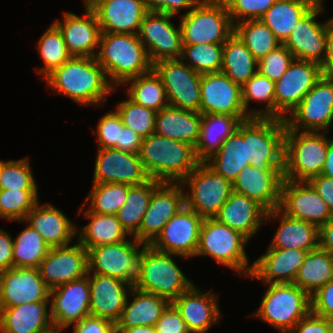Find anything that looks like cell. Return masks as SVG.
<instances>
[{
    "label": "cell",
    "instance_id": "obj_1",
    "mask_svg": "<svg viewBox=\"0 0 333 333\" xmlns=\"http://www.w3.org/2000/svg\"><path fill=\"white\" fill-rule=\"evenodd\" d=\"M42 79L53 93L66 95L83 106L102 105L116 89L95 57L72 56Z\"/></svg>",
    "mask_w": 333,
    "mask_h": 333
},
{
    "label": "cell",
    "instance_id": "obj_2",
    "mask_svg": "<svg viewBox=\"0 0 333 333\" xmlns=\"http://www.w3.org/2000/svg\"><path fill=\"white\" fill-rule=\"evenodd\" d=\"M138 156L150 179L180 183L200 163L194 147L157 133L142 140Z\"/></svg>",
    "mask_w": 333,
    "mask_h": 333
},
{
    "label": "cell",
    "instance_id": "obj_3",
    "mask_svg": "<svg viewBox=\"0 0 333 333\" xmlns=\"http://www.w3.org/2000/svg\"><path fill=\"white\" fill-rule=\"evenodd\" d=\"M95 58L114 87L153 69L137 34L101 32Z\"/></svg>",
    "mask_w": 333,
    "mask_h": 333
},
{
    "label": "cell",
    "instance_id": "obj_4",
    "mask_svg": "<svg viewBox=\"0 0 333 333\" xmlns=\"http://www.w3.org/2000/svg\"><path fill=\"white\" fill-rule=\"evenodd\" d=\"M174 254L142 246L137 280L133 287L167 299L172 303L194 283L183 274L173 259Z\"/></svg>",
    "mask_w": 333,
    "mask_h": 333
},
{
    "label": "cell",
    "instance_id": "obj_5",
    "mask_svg": "<svg viewBox=\"0 0 333 333\" xmlns=\"http://www.w3.org/2000/svg\"><path fill=\"white\" fill-rule=\"evenodd\" d=\"M327 132L296 131L286 126L284 137L283 178L308 181L320 175L327 156Z\"/></svg>",
    "mask_w": 333,
    "mask_h": 333
},
{
    "label": "cell",
    "instance_id": "obj_6",
    "mask_svg": "<svg viewBox=\"0 0 333 333\" xmlns=\"http://www.w3.org/2000/svg\"><path fill=\"white\" fill-rule=\"evenodd\" d=\"M182 45L224 44L234 24L223 0H201L180 19Z\"/></svg>",
    "mask_w": 333,
    "mask_h": 333
},
{
    "label": "cell",
    "instance_id": "obj_7",
    "mask_svg": "<svg viewBox=\"0 0 333 333\" xmlns=\"http://www.w3.org/2000/svg\"><path fill=\"white\" fill-rule=\"evenodd\" d=\"M267 285L258 310L250 316L289 333L311 311L310 296L294 283Z\"/></svg>",
    "mask_w": 333,
    "mask_h": 333
},
{
    "label": "cell",
    "instance_id": "obj_8",
    "mask_svg": "<svg viewBox=\"0 0 333 333\" xmlns=\"http://www.w3.org/2000/svg\"><path fill=\"white\" fill-rule=\"evenodd\" d=\"M249 240L241 233L220 223L215 218H204L195 257L211 256L221 265L237 270L239 274L251 275L253 265L247 266L245 246Z\"/></svg>",
    "mask_w": 333,
    "mask_h": 333
},
{
    "label": "cell",
    "instance_id": "obj_9",
    "mask_svg": "<svg viewBox=\"0 0 333 333\" xmlns=\"http://www.w3.org/2000/svg\"><path fill=\"white\" fill-rule=\"evenodd\" d=\"M285 121L274 117L247 119V150L250 166L261 171L284 170Z\"/></svg>",
    "mask_w": 333,
    "mask_h": 333
},
{
    "label": "cell",
    "instance_id": "obj_10",
    "mask_svg": "<svg viewBox=\"0 0 333 333\" xmlns=\"http://www.w3.org/2000/svg\"><path fill=\"white\" fill-rule=\"evenodd\" d=\"M180 183L189 185V192L184 193L185 206L202 218H214L233 191L232 183L204 162H200Z\"/></svg>",
    "mask_w": 333,
    "mask_h": 333
},
{
    "label": "cell",
    "instance_id": "obj_11",
    "mask_svg": "<svg viewBox=\"0 0 333 333\" xmlns=\"http://www.w3.org/2000/svg\"><path fill=\"white\" fill-rule=\"evenodd\" d=\"M88 250V273L117 278L131 285L137 280L139 259L145 244L132 238ZM141 248V250L139 249Z\"/></svg>",
    "mask_w": 333,
    "mask_h": 333
},
{
    "label": "cell",
    "instance_id": "obj_12",
    "mask_svg": "<svg viewBox=\"0 0 333 333\" xmlns=\"http://www.w3.org/2000/svg\"><path fill=\"white\" fill-rule=\"evenodd\" d=\"M284 121L292 130L328 133L333 123V79L321 76Z\"/></svg>",
    "mask_w": 333,
    "mask_h": 333
},
{
    "label": "cell",
    "instance_id": "obj_13",
    "mask_svg": "<svg viewBox=\"0 0 333 333\" xmlns=\"http://www.w3.org/2000/svg\"><path fill=\"white\" fill-rule=\"evenodd\" d=\"M153 69L162 79L170 106L200 112L201 74L191 69L182 59L158 61Z\"/></svg>",
    "mask_w": 333,
    "mask_h": 333
},
{
    "label": "cell",
    "instance_id": "obj_14",
    "mask_svg": "<svg viewBox=\"0 0 333 333\" xmlns=\"http://www.w3.org/2000/svg\"><path fill=\"white\" fill-rule=\"evenodd\" d=\"M321 65L294 59L286 72L275 81V118L285 120L321 78Z\"/></svg>",
    "mask_w": 333,
    "mask_h": 333
},
{
    "label": "cell",
    "instance_id": "obj_15",
    "mask_svg": "<svg viewBox=\"0 0 333 333\" xmlns=\"http://www.w3.org/2000/svg\"><path fill=\"white\" fill-rule=\"evenodd\" d=\"M173 17L174 15L149 11L143 17L138 36L153 65L161 60L181 58V29L171 22Z\"/></svg>",
    "mask_w": 333,
    "mask_h": 333
},
{
    "label": "cell",
    "instance_id": "obj_16",
    "mask_svg": "<svg viewBox=\"0 0 333 333\" xmlns=\"http://www.w3.org/2000/svg\"><path fill=\"white\" fill-rule=\"evenodd\" d=\"M181 183L161 182L152 192L139 231L133 236L150 245L161 233L165 224L185 206Z\"/></svg>",
    "mask_w": 333,
    "mask_h": 333
},
{
    "label": "cell",
    "instance_id": "obj_17",
    "mask_svg": "<svg viewBox=\"0 0 333 333\" xmlns=\"http://www.w3.org/2000/svg\"><path fill=\"white\" fill-rule=\"evenodd\" d=\"M323 8L322 0H319L300 18L296 26L292 29L289 38L284 43L295 59L312 61L320 65L324 61L329 23L333 18L327 22H323L324 24L315 21L317 15L324 11Z\"/></svg>",
    "mask_w": 333,
    "mask_h": 333
},
{
    "label": "cell",
    "instance_id": "obj_18",
    "mask_svg": "<svg viewBox=\"0 0 333 333\" xmlns=\"http://www.w3.org/2000/svg\"><path fill=\"white\" fill-rule=\"evenodd\" d=\"M204 218L184 206L163 227L150 244L154 249L182 257H193L199 243Z\"/></svg>",
    "mask_w": 333,
    "mask_h": 333
},
{
    "label": "cell",
    "instance_id": "obj_19",
    "mask_svg": "<svg viewBox=\"0 0 333 333\" xmlns=\"http://www.w3.org/2000/svg\"><path fill=\"white\" fill-rule=\"evenodd\" d=\"M279 209L287 216L319 229L332 217L330 209L308 181L283 180Z\"/></svg>",
    "mask_w": 333,
    "mask_h": 333
},
{
    "label": "cell",
    "instance_id": "obj_20",
    "mask_svg": "<svg viewBox=\"0 0 333 333\" xmlns=\"http://www.w3.org/2000/svg\"><path fill=\"white\" fill-rule=\"evenodd\" d=\"M50 289L38 268L13 267L0 273V308L49 301Z\"/></svg>",
    "mask_w": 333,
    "mask_h": 333
},
{
    "label": "cell",
    "instance_id": "obj_21",
    "mask_svg": "<svg viewBox=\"0 0 333 333\" xmlns=\"http://www.w3.org/2000/svg\"><path fill=\"white\" fill-rule=\"evenodd\" d=\"M200 113L250 116L244 110L241 86L223 72L201 74Z\"/></svg>",
    "mask_w": 333,
    "mask_h": 333
},
{
    "label": "cell",
    "instance_id": "obj_22",
    "mask_svg": "<svg viewBox=\"0 0 333 333\" xmlns=\"http://www.w3.org/2000/svg\"><path fill=\"white\" fill-rule=\"evenodd\" d=\"M41 278L50 290L79 279L88 273V250L75 245L50 248L38 267Z\"/></svg>",
    "mask_w": 333,
    "mask_h": 333
},
{
    "label": "cell",
    "instance_id": "obj_23",
    "mask_svg": "<svg viewBox=\"0 0 333 333\" xmlns=\"http://www.w3.org/2000/svg\"><path fill=\"white\" fill-rule=\"evenodd\" d=\"M53 325L68 328L90 315L89 273L50 290ZM52 298V299H51Z\"/></svg>",
    "mask_w": 333,
    "mask_h": 333
},
{
    "label": "cell",
    "instance_id": "obj_24",
    "mask_svg": "<svg viewBox=\"0 0 333 333\" xmlns=\"http://www.w3.org/2000/svg\"><path fill=\"white\" fill-rule=\"evenodd\" d=\"M97 152L93 183L138 185L150 179L138 154L114 148H98Z\"/></svg>",
    "mask_w": 333,
    "mask_h": 333
},
{
    "label": "cell",
    "instance_id": "obj_25",
    "mask_svg": "<svg viewBox=\"0 0 333 333\" xmlns=\"http://www.w3.org/2000/svg\"><path fill=\"white\" fill-rule=\"evenodd\" d=\"M85 17L72 12H64L63 20L53 24L60 30L68 52L72 56L96 57L101 35L95 12L85 8Z\"/></svg>",
    "mask_w": 333,
    "mask_h": 333
},
{
    "label": "cell",
    "instance_id": "obj_26",
    "mask_svg": "<svg viewBox=\"0 0 333 333\" xmlns=\"http://www.w3.org/2000/svg\"><path fill=\"white\" fill-rule=\"evenodd\" d=\"M283 171H261L254 166L244 167L232 183L234 192L255 200L267 212L279 208Z\"/></svg>",
    "mask_w": 333,
    "mask_h": 333
},
{
    "label": "cell",
    "instance_id": "obj_27",
    "mask_svg": "<svg viewBox=\"0 0 333 333\" xmlns=\"http://www.w3.org/2000/svg\"><path fill=\"white\" fill-rule=\"evenodd\" d=\"M91 9L101 32L137 35L148 12L143 0H99Z\"/></svg>",
    "mask_w": 333,
    "mask_h": 333
},
{
    "label": "cell",
    "instance_id": "obj_28",
    "mask_svg": "<svg viewBox=\"0 0 333 333\" xmlns=\"http://www.w3.org/2000/svg\"><path fill=\"white\" fill-rule=\"evenodd\" d=\"M307 253L304 249L267 248L266 253L253 262L250 277L264 284L294 283Z\"/></svg>",
    "mask_w": 333,
    "mask_h": 333
},
{
    "label": "cell",
    "instance_id": "obj_29",
    "mask_svg": "<svg viewBox=\"0 0 333 333\" xmlns=\"http://www.w3.org/2000/svg\"><path fill=\"white\" fill-rule=\"evenodd\" d=\"M89 283L90 315L116 323L133 285L117 278L93 273H89Z\"/></svg>",
    "mask_w": 333,
    "mask_h": 333
},
{
    "label": "cell",
    "instance_id": "obj_30",
    "mask_svg": "<svg viewBox=\"0 0 333 333\" xmlns=\"http://www.w3.org/2000/svg\"><path fill=\"white\" fill-rule=\"evenodd\" d=\"M172 304L180 312L190 333H206L221 318L218 295L201 292L195 284Z\"/></svg>",
    "mask_w": 333,
    "mask_h": 333
},
{
    "label": "cell",
    "instance_id": "obj_31",
    "mask_svg": "<svg viewBox=\"0 0 333 333\" xmlns=\"http://www.w3.org/2000/svg\"><path fill=\"white\" fill-rule=\"evenodd\" d=\"M23 222L38 231L50 248L70 245L77 233L75 224L50 203L40 205L38 201Z\"/></svg>",
    "mask_w": 333,
    "mask_h": 333
},
{
    "label": "cell",
    "instance_id": "obj_32",
    "mask_svg": "<svg viewBox=\"0 0 333 333\" xmlns=\"http://www.w3.org/2000/svg\"><path fill=\"white\" fill-rule=\"evenodd\" d=\"M266 213L255 200L232 191L214 218L249 240L263 226Z\"/></svg>",
    "mask_w": 333,
    "mask_h": 333
},
{
    "label": "cell",
    "instance_id": "obj_33",
    "mask_svg": "<svg viewBox=\"0 0 333 333\" xmlns=\"http://www.w3.org/2000/svg\"><path fill=\"white\" fill-rule=\"evenodd\" d=\"M277 217L280 218V225L268 248L304 249L309 252L319 247V228L317 226L289 217L279 208L268 211L265 219L273 220Z\"/></svg>",
    "mask_w": 333,
    "mask_h": 333
},
{
    "label": "cell",
    "instance_id": "obj_34",
    "mask_svg": "<svg viewBox=\"0 0 333 333\" xmlns=\"http://www.w3.org/2000/svg\"><path fill=\"white\" fill-rule=\"evenodd\" d=\"M247 119L243 120L238 129L222 144V147L211 155L204 163L214 172L231 183L234 182L240 171L247 166Z\"/></svg>",
    "mask_w": 333,
    "mask_h": 333
},
{
    "label": "cell",
    "instance_id": "obj_35",
    "mask_svg": "<svg viewBox=\"0 0 333 333\" xmlns=\"http://www.w3.org/2000/svg\"><path fill=\"white\" fill-rule=\"evenodd\" d=\"M49 301L0 308V333H39L53 325Z\"/></svg>",
    "mask_w": 333,
    "mask_h": 333
},
{
    "label": "cell",
    "instance_id": "obj_36",
    "mask_svg": "<svg viewBox=\"0 0 333 333\" xmlns=\"http://www.w3.org/2000/svg\"><path fill=\"white\" fill-rule=\"evenodd\" d=\"M248 118L250 116L202 114L199 137L194 146L197 159L204 162L215 154L223 142L238 129L240 123Z\"/></svg>",
    "mask_w": 333,
    "mask_h": 333
},
{
    "label": "cell",
    "instance_id": "obj_37",
    "mask_svg": "<svg viewBox=\"0 0 333 333\" xmlns=\"http://www.w3.org/2000/svg\"><path fill=\"white\" fill-rule=\"evenodd\" d=\"M202 114L167 106L157 112L155 133L195 146L199 137Z\"/></svg>",
    "mask_w": 333,
    "mask_h": 333
},
{
    "label": "cell",
    "instance_id": "obj_38",
    "mask_svg": "<svg viewBox=\"0 0 333 333\" xmlns=\"http://www.w3.org/2000/svg\"><path fill=\"white\" fill-rule=\"evenodd\" d=\"M131 303L126 300L116 327L155 326L170 302L158 295L132 288ZM129 303V304H128Z\"/></svg>",
    "mask_w": 333,
    "mask_h": 333
},
{
    "label": "cell",
    "instance_id": "obj_39",
    "mask_svg": "<svg viewBox=\"0 0 333 333\" xmlns=\"http://www.w3.org/2000/svg\"><path fill=\"white\" fill-rule=\"evenodd\" d=\"M319 0H277L260 20L275 34L277 40L284 44L292 29Z\"/></svg>",
    "mask_w": 333,
    "mask_h": 333
},
{
    "label": "cell",
    "instance_id": "obj_40",
    "mask_svg": "<svg viewBox=\"0 0 333 333\" xmlns=\"http://www.w3.org/2000/svg\"><path fill=\"white\" fill-rule=\"evenodd\" d=\"M86 219H90L89 224L85 225L76 235L78 242L87 250L100 245L120 243L129 235L122 227L116 215L98 214L90 211L84 212ZM80 232V233H79Z\"/></svg>",
    "mask_w": 333,
    "mask_h": 333
},
{
    "label": "cell",
    "instance_id": "obj_41",
    "mask_svg": "<svg viewBox=\"0 0 333 333\" xmlns=\"http://www.w3.org/2000/svg\"><path fill=\"white\" fill-rule=\"evenodd\" d=\"M333 279V256L320 246L307 253L294 284L309 296Z\"/></svg>",
    "mask_w": 333,
    "mask_h": 333
},
{
    "label": "cell",
    "instance_id": "obj_42",
    "mask_svg": "<svg viewBox=\"0 0 333 333\" xmlns=\"http://www.w3.org/2000/svg\"><path fill=\"white\" fill-rule=\"evenodd\" d=\"M257 65L258 61L246 48L240 38L233 33L223 44V64L221 72L242 87L257 73V70H255Z\"/></svg>",
    "mask_w": 333,
    "mask_h": 333
},
{
    "label": "cell",
    "instance_id": "obj_43",
    "mask_svg": "<svg viewBox=\"0 0 333 333\" xmlns=\"http://www.w3.org/2000/svg\"><path fill=\"white\" fill-rule=\"evenodd\" d=\"M160 183L149 179L144 183L130 186L126 201L116 213L117 219L129 235L134 236L139 231L152 192Z\"/></svg>",
    "mask_w": 333,
    "mask_h": 333
},
{
    "label": "cell",
    "instance_id": "obj_44",
    "mask_svg": "<svg viewBox=\"0 0 333 333\" xmlns=\"http://www.w3.org/2000/svg\"><path fill=\"white\" fill-rule=\"evenodd\" d=\"M130 82L128 98L155 112L169 106L166 90L161 77L154 69L150 72L128 79L124 84Z\"/></svg>",
    "mask_w": 333,
    "mask_h": 333
},
{
    "label": "cell",
    "instance_id": "obj_45",
    "mask_svg": "<svg viewBox=\"0 0 333 333\" xmlns=\"http://www.w3.org/2000/svg\"><path fill=\"white\" fill-rule=\"evenodd\" d=\"M234 33L257 61L281 45L272 30L260 19L235 24Z\"/></svg>",
    "mask_w": 333,
    "mask_h": 333
},
{
    "label": "cell",
    "instance_id": "obj_46",
    "mask_svg": "<svg viewBox=\"0 0 333 333\" xmlns=\"http://www.w3.org/2000/svg\"><path fill=\"white\" fill-rule=\"evenodd\" d=\"M27 226L13 241L14 267L38 268L50 247L45 243L38 231L29 225Z\"/></svg>",
    "mask_w": 333,
    "mask_h": 333
},
{
    "label": "cell",
    "instance_id": "obj_47",
    "mask_svg": "<svg viewBox=\"0 0 333 333\" xmlns=\"http://www.w3.org/2000/svg\"><path fill=\"white\" fill-rule=\"evenodd\" d=\"M91 192L88 194L84 206L79 212L83 211L90 202L88 211L98 214L116 215L117 211L126 201L131 185L120 183H92Z\"/></svg>",
    "mask_w": 333,
    "mask_h": 333
},
{
    "label": "cell",
    "instance_id": "obj_48",
    "mask_svg": "<svg viewBox=\"0 0 333 333\" xmlns=\"http://www.w3.org/2000/svg\"><path fill=\"white\" fill-rule=\"evenodd\" d=\"M242 102L244 110L250 117H274L275 118V82L262 76L258 72L254 74L242 87ZM251 100L265 103L263 110H248ZM248 110V112H247Z\"/></svg>",
    "mask_w": 333,
    "mask_h": 333
},
{
    "label": "cell",
    "instance_id": "obj_49",
    "mask_svg": "<svg viewBox=\"0 0 333 333\" xmlns=\"http://www.w3.org/2000/svg\"><path fill=\"white\" fill-rule=\"evenodd\" d=\"M37 44V49L45 65L37 68V72L43 78L72 57L67 50L60 30L53 23L43 33Z\"/></svg>",
    "mask_w": 333,
    "mask_h": 333
},
{
    "label": "cell",
    "instance_id": "obj_50",
    "mask_svg": "<svg viewBox=\"0 0 333 333\" xmlns=\"http://www.w3.org/2000/svg\"><path fill=\"white\" fill-rule=\"evenodd\" d=\"M181 58L188 61V66L199 74L221 71L223 64V44L182 45Z\"/></svg>",
    "mask_w": 333,
    "mask_h": 333
},
{
    "label": "cell",
    "instance_id": "obj_51",
    "mask_svg": "<svg viewBox=\"0 0 333 333\" xmlns=\"http://www.w3.org/2000/svg\"><path fill=\"white\" fill-rule=\"evenodd\" d=\"M125 126L135 131L141 138H147L155 132L157 112L134 103L129 98L121 101L116 109Z\"/></svg>",
    "mask_w": 333,
    "mask_h": 333
},
{
    "label": "cell",
    "instance_id": "obj_52",
    "mask_svg": "<svg viewBox=\"0 0 333 333\" xmlns=\"http://www.w3.org/2000/svg\"><path fill=\"white\" fill-rule=\"evenodd\" d=\"M38 203V190H0V217L24 221Z\"/></svg>",
    "mask_w": 333,
    "mask_h": 333
},
{
    "label": "cell",
    "instance_id": "obj_53",
    "mask_svg": "<svg viewBox=\"0 0 333 333\" xmlns=\"http://www.w3.org/2000/svg\"><path fill=\"white\" fill-rule=\"evenodd\" d=\"M27 159L4 161L0 168V190H38Z\"/></svg>",
    "mask_w": 333,
    "mask_h": 333
},
{
    "label": "cell",
    "instance_id": "obj_54",
    "mask_svg": "<svg viewBox=\"0 0 333 333\" xmlns=\"http://www.w3.org/2000/svg\"><path fill=\"white\" fill-rule=\"evenodd\" d=\"M294 59L286 46L281 44L258 60L257 72L275 82L286 72Z\"/></svg>",
    "mask_w": 333,
    "mask_h": 333
},
{
    "label": "cell",
    "instance_id": "obj_55",
    "mask_svg": "<svg viewBox=\"0 0 333 333\" xmlns=\"http://www.w3.org/2000/svg\"><path fill=\"white\" fill-rule=\"evenodd\" d=\"M233 24L260 19L277 0H223Z\"/></svg>",
    "mask_w": 333,
    "mask_h": 333
},
{
    "label": "cell",
    "instance_id": "obj_56",
    "mask_svg": "<svg viewBox=\"0 0 333 333\" xmlns=\"http://www.w3.org/2000/svg\"><path fill=\"white\" fill-rule=\"evenodd\" d=\"M123 122L117 111H110L99 119L97 125V142L99 149L114 148L117 149L120 130Z\"/></svg>",
    "mask_w": 333,
    "mask_h": 333
},
{
    "label": "cell",
    "instance_id": "obj_57",
    "mask_svg": "<svg viewBox=\"0 0 333 333\" xmlns=\"http://www.w3.org/2000/svg\"><path fill=\"white\" fill-rule=\"evenodd\" d=\"M156 333H190L176 307L170 303L154 326Z\"/></svg>",
    "mask_w": 333,
    "mask_h": 333
},
{
    "label": "cell",
    "instance_id": "obj_58",
    "mask_svg": "<svg viewBox=\"0 0 333 333\" xmlns=\"http://www.w3.org/2000/svg\"><path fill=\"white\" fill-rule=\"evenodd\" d=\"M311 299V312L327 319L333 317V279L318 289Z\"/></svg>",
    "mask_w": 333,
    "mask_h": 333
},
{
    "label": "cell",
    "instance_id": "obj_59",
    "mask_svg": "<svg viewBox=\"0 0 333 333\" xmlns=\"http://www.w3.org/2000/svg\"><path fill=\"white\" fill-rule=\"evenodd\" d=\"M147 11L176 15L180 9H192L201 0H143Z\"/></svg>",
    "mask_w": 333,
    "mask_h": 333
},
{
    "label": "cell",
    "instance_id": "obj_60",
    "mask_svg": "<svg viewBox=\"0 0 333 333\" xmlns=\"http://www.w3.org/2000/svg\"><path fill=\"white\" fill-rule=\"evenodd\" d=\"M73 333H116V323L89 315L74 323Z\"/></svg>",
    "mask_w": 333,
    "mask_h": 333
},
{
    "label": "cell",
    "instance_id": "obj_61",
    "mask_svg": "<svg viewBox=\"0 0 333 333\" xmlns=\"http://www.w3.org/2000/svg\"><path fill=\"white\" fill-rule=\"evenodd\" d=\"M331 328L329 319L310 311L289 333H329Z\"/></svg>",
    "mask_w": 333,
    "mask_h": 333
},
{
    "label": "cell",
    "instance_id": "obj_62",
    "mask_svg": "<svg viewBox=\"0 0 333 333\" xmlns=\"http://www.w3.org/2000/svg\"><path fill=\"white\" fill-rule=\"evenodd\" d=\"M308 182L314 187L333 214V178L320 174L311 177Z\"/></svg>",
    "mask_w": 333,
    "mask_h": 333
},
{
    "label": "cell",
    "instance_id": "obj_63",
    "mask_svg": "<svg viewBox=\"0 0 333 333\" xmlns=\"http://www.w3.org/2000/svg\"><path fill=\"white\" fill-rule=\"evenodd\" d=\"M143 138L131 128L123 125L120 130L119 142L117 149L131 154H138Z\"/></svg>",
    "mask_w": 333,
    "mask_h": 333
},
{
    "label": "cell",
    "instance_id": "obj_64",
    "mask_svg": "<svg viewBox=\"0 0 333 333\" xmlns=\"http://www.w3.org/2000/svg\"><path fill=\"white\" fill-rule=\"evenodd\" d=\"M12 250V237L0 229V273L14 267Z\"/></svg>",
    "mask_w": 333,
    "mask_h": 333
},
{
    "label": "cell",
    "instance_id": "obj_65",
    "mask_svg": "<svg viewBox=\"0 0 333 333\" xmlns=\"http://www.w3.org/2000/svg\"><path fill=\"white\" fill-rule=\"evenodd\" d=\"M322 76L333 79V20L329 23L326 56L321 64Z\"/></svg>",
    "mask_w": 333,
    "mask_h": 333
},
{
    "label": "cell",
    "instance_id": "obj_66",
    "mask_svg": "<svg viewBox=\"0 0 333 333\" xmlns=\"http://www.w3.org/2000/svg\"><path fill=\"white\" fill-rule=\"evenodd\" d=\"M319 246L333 256V217L319 229Z\"/></svg>",
    "mask_w": 333,
    "mask_h": 333
},
{
    "label": "cell",
    "instance_id": "obj_67",
    "mask_svg": "<svg viewBox=\"0 0 333 333\" xmlns=\"http://www.w3.org/2000/svg\"><path fill=\"white\" fill-rule=\"evenodd\" d=\"M321 175L329 178H333V138L329 139V146L327 149V156L324 162L323 170Z\"/></svg>",
    "mask_w": 333,
    "mask_h": 333
},
{
    "label": "cell",
    "instance_id": "obj_68",
    "mask_svg": "<svg viewBox=\"0 0 333 333\" xmlns=\"http://www.w3.org/2000/svg\"><path fill=\"white\" fill-rule=\"evenodd\" d=\"M116 333H156L153 326L116 327Z\"/></svg>",
    "mask_w": 333,
    "mask_h": 333
},
{
    "label": "cell",
    "instance_id": "obj_69",
    "mask_svg": "<svg viewBox=\"0 0 333 333\" xmlns=\"http://www.w3.org/2000/svg\"><path fill=\"white\" fill-rule=\"evenodd\" d=\"M65 329L64 327H59V326H55L52 325L51 327H49L48 329L39 332V333H62V330Z\"/></svg>",
    "mask_w": 333,
    "mask_h": 333
},
{
    "label": "cell",
    "instance_id": "obj_70",
    "mask_svg": "<svg viewBox=\"0 0 333 333\" xmlns=\"http://www.w3.org/2000/svg\"><path fill=\"white\" fill-rule=\"evenodd\" d=\"M99 0H84L85 8H91L93 5H95Z\"/></svg>",
    "mask_w": 333,
    "mask_h": 333
},
{
    "label": "cell",
    "instance_id": "obj_71",
    "mask_svg": "<svg viewBox=\"0 0 333 333\" xmlns=\"http://www.w3.org/2000/svg\"><path fill=\"white\" fill-rule=\"evenodd\" d=\"M331 326L333 327V317L330 319Z\"/></svg>",
    "mask_w": 333,
    "mask_h": 333
},
{
    "label": "cell",
    "instance_id": "obj_72",
    "mask_svg": "<svg viewBox=\"0 0 333 333\" xmlns=\"http://www.w3.org/2000/svg\"><path fill=\"white\" fill-rule=\"evenodd\" d=\"M3 163H4V161H1V160H0V168H1V166H2Z\"/></svg>",
    "mask_w": 333,
    "mask_h": 333
},
{
    "label": "cell",
    "instance_id": "obj_73",
    "mask_svg": "<svg viewBox=\"0 0 333 333\" xmlns=\"http://www.w3.org/2000/svg\"><path fill=\"white\" fill-rule=\"evenodd\" d=\"M329 333H333V327L330 329Z\"/></svg>",
    "mask_w": 333,
    "mask_h": 333
}]
</instances>
